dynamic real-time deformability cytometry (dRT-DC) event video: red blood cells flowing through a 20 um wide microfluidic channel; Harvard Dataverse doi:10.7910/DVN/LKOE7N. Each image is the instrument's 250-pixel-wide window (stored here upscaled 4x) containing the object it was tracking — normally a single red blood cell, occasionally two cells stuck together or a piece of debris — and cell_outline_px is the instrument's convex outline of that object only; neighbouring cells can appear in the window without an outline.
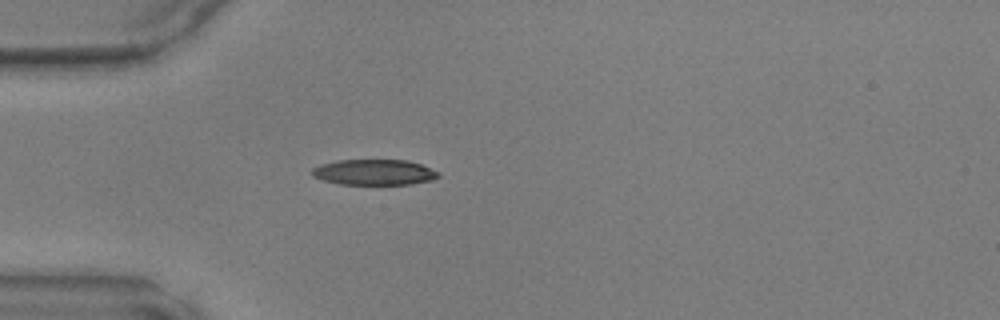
{"species": "common noctule bat (a hibernating species)", "species_latin": "Nyctalus noctula", "temperature_condition": "warm", "stored_images_in_passage": 35, "camera_frame_rate_fps": 3000, "um_per_image_px": 0.085, "animal": {"sex": "male", "body_mass_g": 17.9, "forearm_length_mm": 54.2}, "frame": {"image": 1, "passage_image": 1, "time_ms": 0.0, "image_size_px": [1000, 320], "cell_outline_px": [[440, 176], [432, 180], [412, 184], [340, 184], [324, 180], [312, 176], [312, 168], [320, 164], [336, 160], [408, 160], [420, 164], [440, 172]], "centroid_in_image_um": [31.81, 14.63], "position_along_channel_um": 53.2, "area_um2": 18.9}}
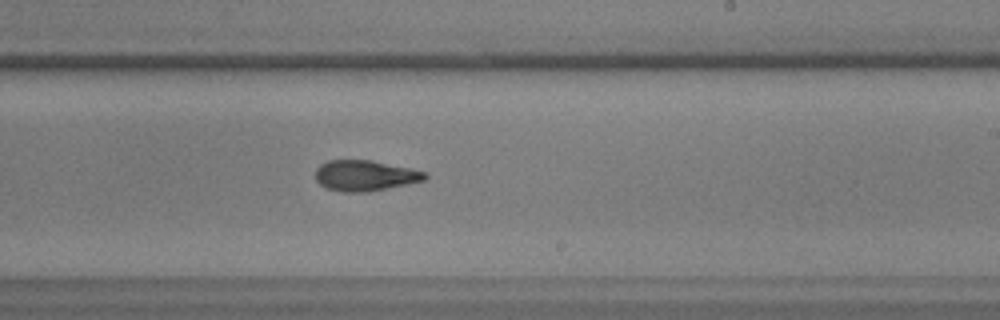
{"frame": {"image": 2, "passage_image": 16, "time_ms": 5.0, "image_size_px": [1000, 320], "cell_outline_px": [[428, 176], [424, 180], [364, 192], [344, 192], [324, 188], [316, 180], [316, 168], [320, 164], [328, 160], [372, 160], [408, 168], [424, 172]], "centroid_in_image_um": [30.95, 14.91], "position_along_channel_um": 258.1, "area_um2": 19.25}}
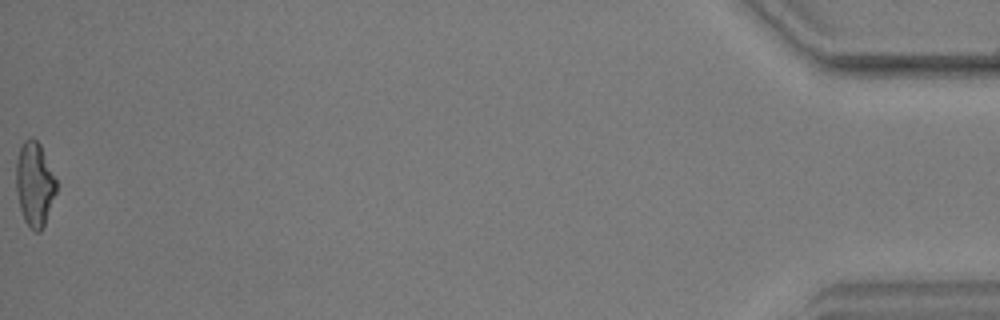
{"frame": {"image": 3, "passage_image": 35, "time_ms": 11.333, "image_size_px": [1000, 320], "cell_outline_px": [[56, 192], [44, 224], [40, 232], [36, 232], [24, 220], [20, 208], [16, 192], [16, 160], [20, 148], [24, 140], [32, 136], [40, 144], [56, 180]], "centroid_in_image_um": [2.92, 15.62], "position_along_channel_um": 432.3, "area_um2": 19.48}}